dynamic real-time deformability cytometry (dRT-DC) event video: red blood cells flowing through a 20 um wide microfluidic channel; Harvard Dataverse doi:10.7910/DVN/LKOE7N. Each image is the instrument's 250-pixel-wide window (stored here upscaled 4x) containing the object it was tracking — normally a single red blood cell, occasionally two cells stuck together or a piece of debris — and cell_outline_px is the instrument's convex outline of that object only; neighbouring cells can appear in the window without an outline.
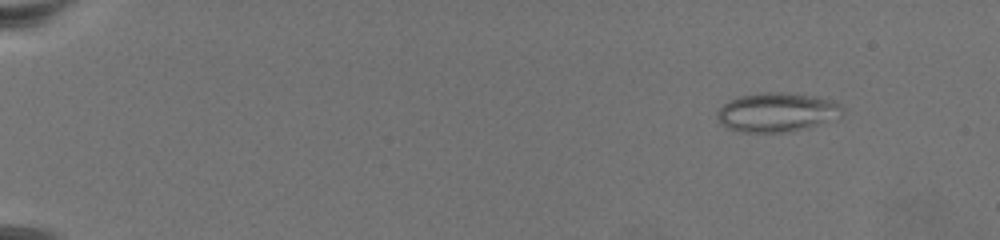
{"species": "common noctule bat (a hibernating species)", "species_latin": "Nyctalus noctula", "temperature_condition": "warm", "stored_images_in_passage": 74, "camera_frame_rate_fps": 3000, "um_per_image_px": 0.085, "animal": {"sex": "female", "body_mass_g": 19.5, "forearm_length_mm": 54.1}, "frame": {"image": 1, "passage_image": 9, "time_ms": 2.667, "image_size_px": [1000, 240], "cell_outline_px": [[844, 112], [836, 120], [808, 128], [788, 132], [744, 132], [728, 128], [720, 124], [716, 116], [716, 112], [724, 104], [740, 96], [760, 92], [784, 92], [816, 96], [832, 100], [840, 104], [844, 108]], "centroid_in_image_um": [66.09, 9.54], "position_along_channel_um": 18.9, "area_um2": 28.96}}
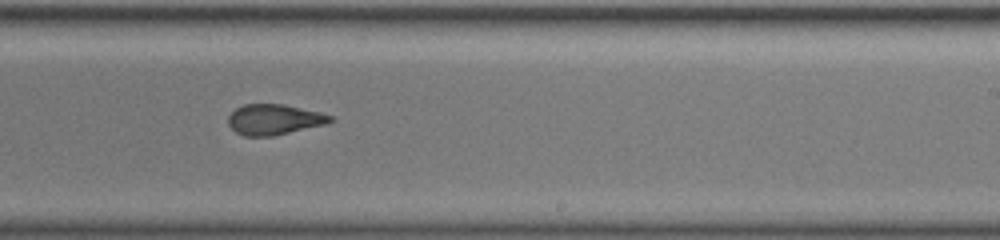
{"frame": {"image": 2, "passage_image": 49, "time_ms": 16.0, "image_size_px": [1000, 240], "cell_outline_px": [[336, 120], [324, 124], [272, 136], [244, 136], [236, 132], [228, 124], [228, 116], [236, 108], [244, 104], [284, 104], [320, 112], [332, 116]], "centroid_in_image_um": [23.29, 10.15], "position_along_channel_um": 265.7, "area_um2": 18.03}}
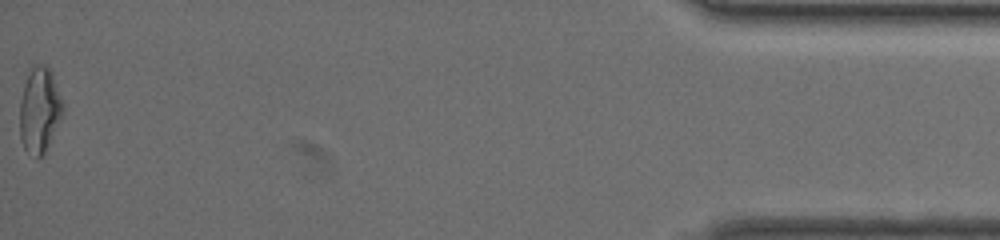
{"frame": {"image": 3, "passage_image": 74, "time_ms": 24.333, "image_size_px": [1000, 240], "cell_outline_px": [[64, 108], [44, 152], [40, 156], [36, 156], [24, 148], [20, 140], [20, 100], [24, 84], [32, 64], [44, 64], [52, 72], [64, 104]], "centroid_in_image_um": [3.34, 9.28], "position_along_channel_um": 431.9, "area_um2": 21.04}}